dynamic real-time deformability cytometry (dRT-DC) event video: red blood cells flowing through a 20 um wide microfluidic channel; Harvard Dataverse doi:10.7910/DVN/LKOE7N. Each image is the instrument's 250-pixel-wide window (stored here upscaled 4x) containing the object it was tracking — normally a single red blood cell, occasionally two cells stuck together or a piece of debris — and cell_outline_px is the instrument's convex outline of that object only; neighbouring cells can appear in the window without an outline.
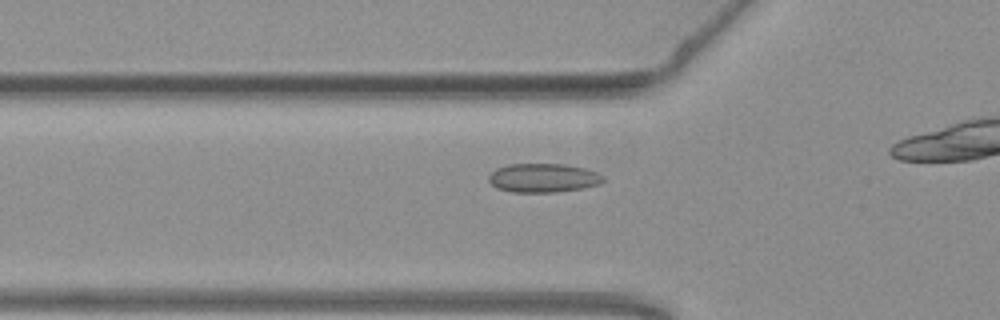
{"species": "common noctule bat (a hibernating species)", "species_latin": "Nyctalus noctula", "temperature_condition": "warm", "stored_images_in_passage": 33, "camera_frame_rate_fps": 3000, "um_per_image_px": 0.085, "animal": {"sex": "female", "body_mass_g": 19.3, "forearm_length_mm": 54.1}, "frame": {"image": 1, "passage_image": 8, "time_ms": 2.333, "image_size_px": [1000, 320], "cell_outline_px": [[604, 180], [600, 184], [580, 188], [556, 192], [512, 192], [496, 188], [488, 180], [488, 176], [496, 168], [508, 164], [564, 164], [584, 168], [596, 172], [604, 176]], "centroid_in_image_um": [46.15, 15.12], "position_along_channel_um": 79.7, "area_um2": 19.25}}
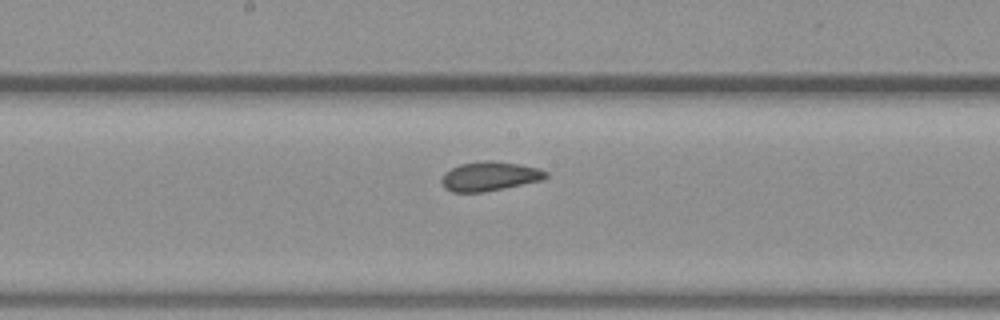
{"frame": {"image": 2, "passage_image": 18, "time_ms": 5.667, "image_size_px": [1000, 320], "cell_outline_px": [[548, 176], [544, 180], [484, 192], [452, 192], [444, 188], [440, 180], [444, 172], [460, 164], [488, 160], [492, 160], [520, 164], [536, 168], [548, 172]], "centroid_in_image_um": [41.61, 14.99], "position_along_channel_um": 206.6, "area_um2": 17.86}}
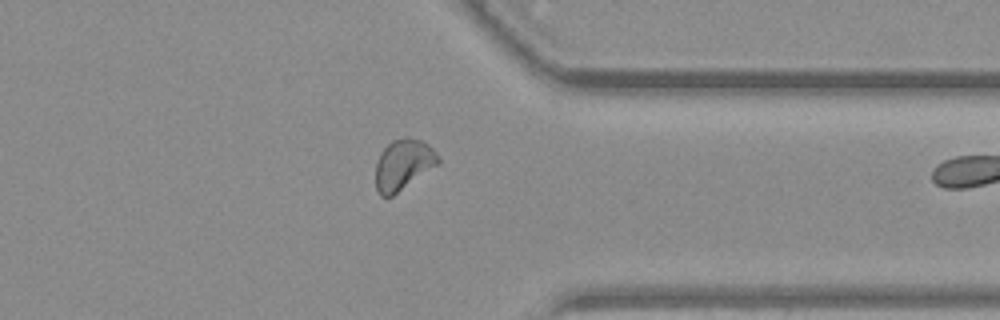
{"frame": {"image": 3, "passage_image": 32, "time_ms": 10.333, "image_size_px": [1000, 320], "cell_outline_px": [[440, 160], [436, 164], [392, 196], [380, 196], [376, 188], [376, 164], [380, 152], [392, 140], [404, 136], [408, 136], [420, 140], [428, 144], [436, 152]], "centroid_in_image_um": [34.24, 13.95], "position_along_channel_um": 377.2, "area_um2": 18.09}}